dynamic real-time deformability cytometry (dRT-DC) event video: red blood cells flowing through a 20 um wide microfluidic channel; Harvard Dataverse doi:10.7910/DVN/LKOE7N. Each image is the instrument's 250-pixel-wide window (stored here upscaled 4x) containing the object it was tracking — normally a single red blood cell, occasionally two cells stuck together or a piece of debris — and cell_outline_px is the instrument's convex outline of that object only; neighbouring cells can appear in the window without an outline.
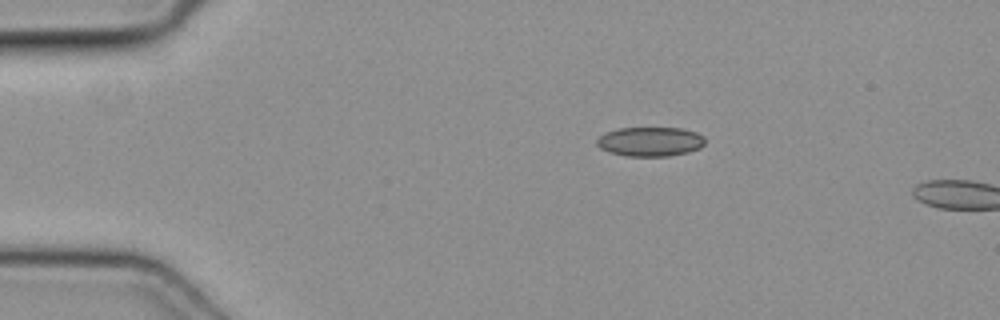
{"species": "common noctule bat (a hibernating species)", "species_latin": "Nyctalus noctula", "temperature_condition": "cold", "stored_images_in_passage": 3, "camera_frame_rate_fps": 3000, "um_per_image_px": 0.085, "animal": {"sex": "female", "body_mass_g": 19.3, "forearm_length_mm": 54.1}, "frame": {"image": 1, "passage_image": 1, "time_ms": 0.0, "image_size_px": [1000, 320], "cell_outline_px": [[704, 144], [700, 148], [688, 152], [668, 156], [624, 156], [608, 152], [600, 148], [596, 144], [596, 140], [604, 132], [620, 128], [680, 128], [696, 132], [704, 136]], "centroid_in_image_um": [55.24, 12.04], "position_along_channel_um": 29.8, "area_um2": 18.61}}